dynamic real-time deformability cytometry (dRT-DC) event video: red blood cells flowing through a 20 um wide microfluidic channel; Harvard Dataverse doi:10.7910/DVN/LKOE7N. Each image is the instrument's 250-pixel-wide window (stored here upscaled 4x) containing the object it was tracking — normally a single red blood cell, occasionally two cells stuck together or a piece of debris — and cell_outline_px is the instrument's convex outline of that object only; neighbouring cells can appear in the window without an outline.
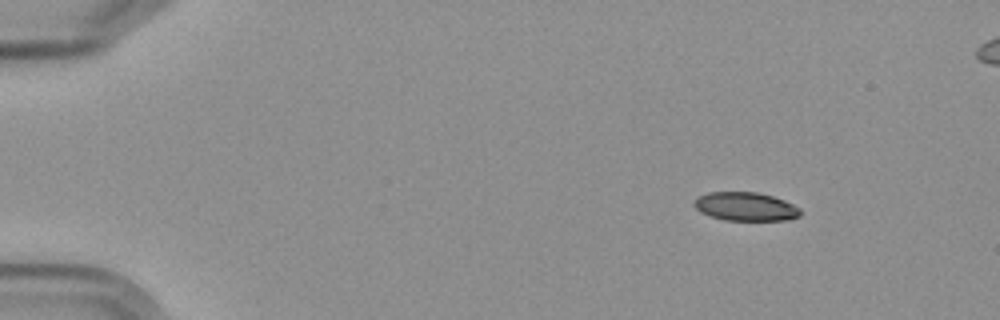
{"species": "Egyptian fruit bat (a non-hibernating species)", "species_latin": "Rousettus aegyptiacus", "temperature_condition": "cold", "stored_images_in_passage": 5, "camera_frame_rate_fps": 3000, "um_per_image_px": 0.085, "frame": {"image": 1, "passage_image": 1, "time_ms": 0.0, "image_size_px": [1000, 320], "cell_outline_px": [[800, 216], [788, 220], [724, 220], [708, 216], [700, 212], [692, 204], [692, 200], [708, 192], [756, 192], [772, 196], [784, 200], [800, 208]], "centroid_in_image_um": [63.33, 17.56], "position_along_channel_um": 21.7, "area_um2": 17.8}}